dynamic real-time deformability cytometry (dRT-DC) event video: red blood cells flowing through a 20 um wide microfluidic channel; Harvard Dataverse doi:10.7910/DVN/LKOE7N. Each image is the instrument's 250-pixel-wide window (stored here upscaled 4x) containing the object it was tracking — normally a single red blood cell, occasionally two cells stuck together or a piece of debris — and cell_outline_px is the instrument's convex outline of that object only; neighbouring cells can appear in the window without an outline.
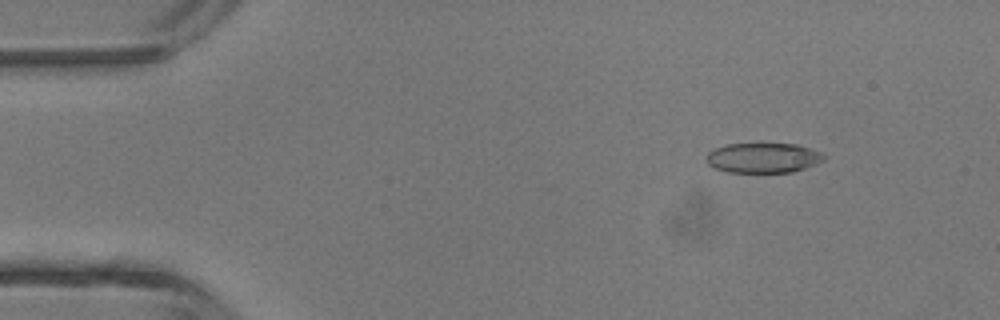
{"species": "common noctule bat (a hibernating species)", "species_latin": "Nyctalus noctula", "temperature_condition": "room temperature", "stored_images_in_passage": 17, "camera_frame_rate_fps": 3000, "um_per_image_px": 0.085, "animal": {"sex": "male", "body_mass_g": 13.3}, "frame": {"image": 1, "passage_image": 6, "time_ms": 1.667, "image_size_px": [1000, 320], "cell_outline_px": [[828, 156], [824, 160], [816, 164], [792, 172], [728, 172], [716, 168], [708, 164], [708, 152], [716, 148], [728, 144], [796, 144], [820, 152]], "centroid_in_image_um": [64.91, 13.42], "position_along_channel_um": 20.1, "area_um2": 20.29}}
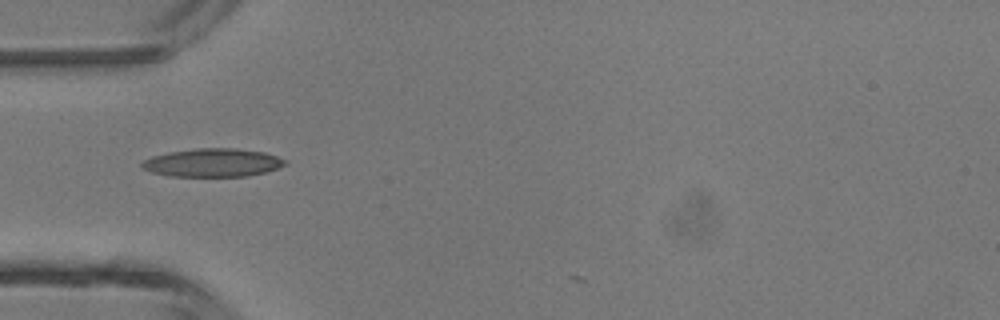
{"frame": {"image": 2, "passage_image": 15, "time_ms": 4.667, "image_size_px": [1000, 320], "cell_outline_px": [[288, 164], [264, 172], [244, 176], [172, 176], [152, 172], [140, 168], [140, 164], [144, 160], [152, 156], [168, 152], [196, 148], [236, 148], [264, 152], [288, 160]], "centroid_in_image_um": [18.07, 13.82], "position_along_channel_um": 66.9, "area_um2": 23.58}}